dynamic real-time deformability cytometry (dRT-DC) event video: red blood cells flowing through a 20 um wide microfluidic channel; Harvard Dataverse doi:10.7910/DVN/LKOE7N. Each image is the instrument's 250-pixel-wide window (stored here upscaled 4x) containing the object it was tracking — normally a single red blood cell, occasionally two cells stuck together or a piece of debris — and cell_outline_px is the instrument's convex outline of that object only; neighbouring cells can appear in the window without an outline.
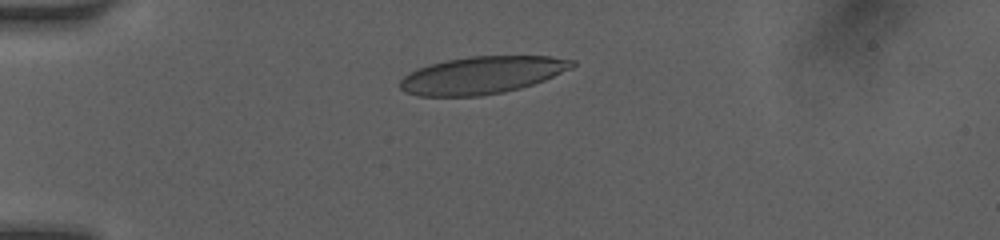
{"species": "human", "species_latin": "Homo sapiens", "temperature_condition": "room temperature", "stored_images_in_passage": 33, "camera_frame_rate_fps": 3000, "um_per_image_px": 0.085, "donor": {"sex": "female"}, "frame": {"image": 1, "passage_image": 1, "time_ms": 0.0, "image_size_px": [1000, 240], "cell_outline_px": [[576, 64], [572, 68], [544, 80], [520, 88], [504, 92], [480, 96], [416, 96], [404, 92], [400, 88], [400, 80], [404, 76], [420, 68], [432, 64], [448, 60], [468, 56], [548, 56], [576, 60]], "centroid_in_image_um": [40.99, 6.39], "position_along_channel_um": 44.0, "area_um2": 37.34}}
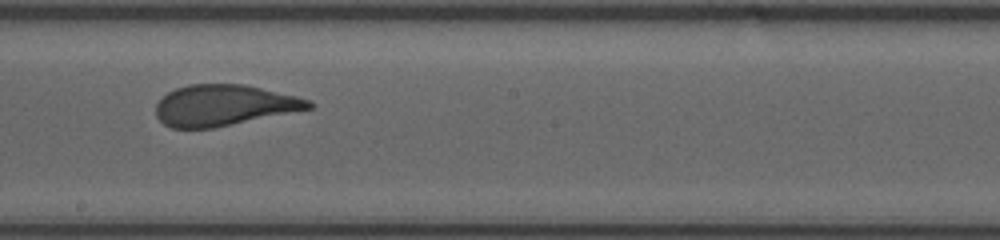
{"frame": {"image": 2, "passage_image": 17, "time_ms": 5.333, "image_size_px": [1000, 240], "cell_outline_px": [[316, 104], [312, 108], [212, 128], [172, 128], [164, 124], [156, 116], [156, 104], [168, 92], [176, 88], [188, 84], [244, 84], [296, 96], [308, 100]], "centroid_in_image_um": [19.01, 8.94], "position_along_channel_um": 229.2, "area_um2": 36.18}}
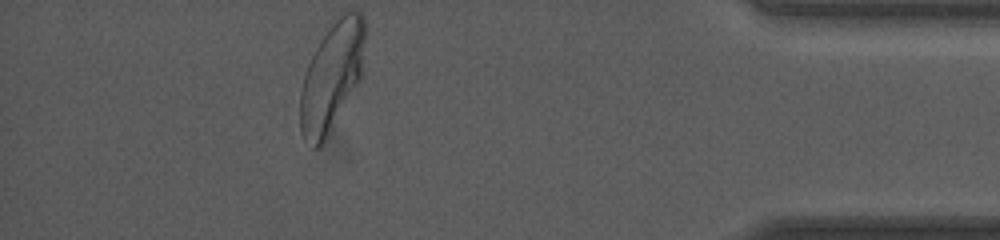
{"frame": {"image": 3, "passage_image": 33, "time_ms": 10.667, "image_size_px": [1000, 240], "cell_outline_px": [[364, 72], [360, 80], [324, 140], [316, 148], [312, 148], [300, 132], [300, 92], [304, 76], [308, 64], [320, 40], [328, 28], [344, 12], [360, 12], [364, 16]], "centroid_in_image_um": [28.2, 6.51], "position_along_channel_um": 407.0, "area_um2": 40.52}, "authors_computed_cell_mechanics": {"area_um2": 38.0324, "velocity_mm_per_s": 4.1, "shape_relaxation_time_tau1_ms": 5.1157, "shape_relaxation_time_tau2_ms": null, "deformation_change_tau1": 0.1964, "deformation_change_tau2": null}}